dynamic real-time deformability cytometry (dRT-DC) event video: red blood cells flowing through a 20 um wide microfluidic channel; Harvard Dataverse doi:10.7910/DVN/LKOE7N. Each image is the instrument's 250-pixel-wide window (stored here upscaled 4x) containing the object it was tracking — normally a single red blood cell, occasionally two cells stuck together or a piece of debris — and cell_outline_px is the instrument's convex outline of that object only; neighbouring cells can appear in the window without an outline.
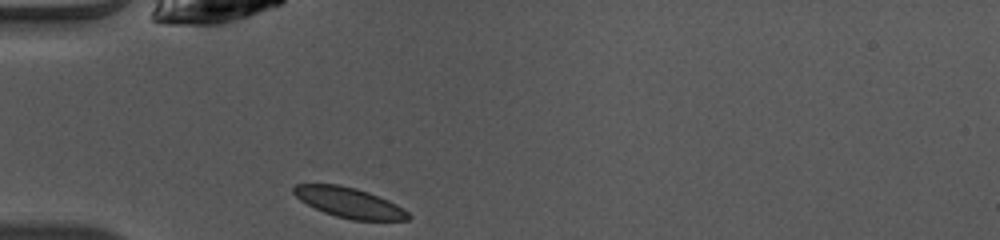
{"species": "common noctule bat (a hibernating species)", "species_latin": "Nyctalus noctula", "temperature_condition": "warm", "stored_images_in_passage": 35, "camera_frame_rate_fps": 3000, "um_per_image_px": 0.085, "animal": {"sex": "female", "body_mass_g": 10.0, "forearm_length_mm": 53.1}, "frame": {"image": 1, "passage_image": 1, "time_ms": 0.0, "image_size_px": [1000, 240], "cell_outline_px": [[412, 216], [408, 220], [352, 220], [336, 216], [324, 212], [300, 200], [292, 192], [292, 188], [296, 184], [340, 184], [356, 188], [368, 192], [388, 200], [396, 204], [408, 212]], "centroid_in_image_um": [29.68, 17.22], "position_along_channel_um": 55.3, "area_um2": 20.06}}
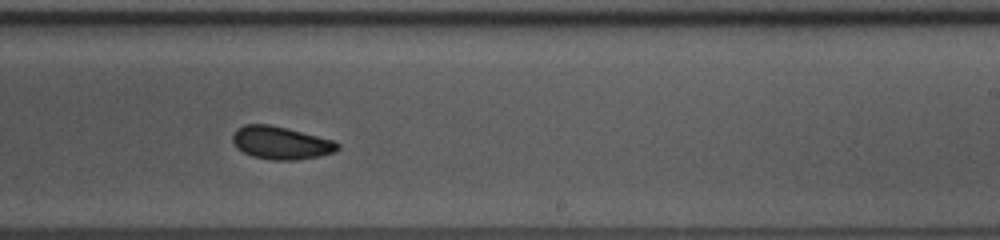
{"frame": {"image": 2, "passage_image": 17, "time_ms": 5.333, "image_size_px": [1000, 240], "cell_outline_px": [[340, 148], [336, 152], [320, 156], [296, 160], [272, 160], [252, 156], [236, 148], [232, 140], [232, 136], [236, 128], [244, 124], [268, 124], [332, 140], [340, 144]], "centroid_in_image_um": [23.85, 12.15], "position_along_channel_um": 265.1, "area_um2": 20.0}}
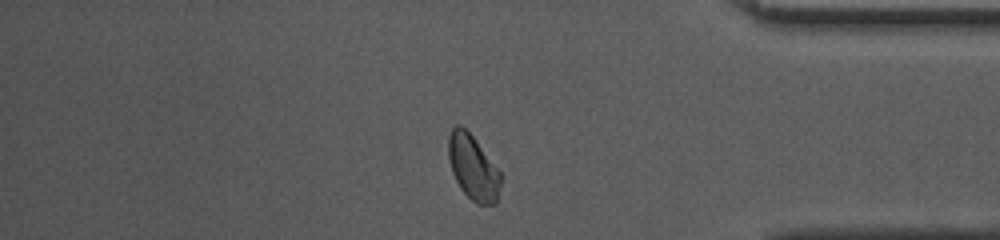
{"frame": {"image": 3, "passage_image": 28, "time_ms": 9.0, "image_size_px": [1000, 240], "cell_outline_px": [[500, 184], [496, 204], [476, 204], [460, 188], [452, 172], [448, 156], [448, 136], [452, 128], [456, 124], [460, 124], [472, 136], [500, 172]], "centroid_in_image_um": [40.18, 14.23], "position_along_channel_um": 395.0, "area_um2": 19.42}, "authors_computed_cell_mechanics": {"area_um2": 19.941, "velocity_mm_per_s": 4.0708, "shape_relaxation_time_tau1_ms": 2.1489, "shape_relaxation_time_tau2_ms": 2.2732, "deformation_change_tau1": 0.0812, "deformation_change_tau2": 0.0584}}